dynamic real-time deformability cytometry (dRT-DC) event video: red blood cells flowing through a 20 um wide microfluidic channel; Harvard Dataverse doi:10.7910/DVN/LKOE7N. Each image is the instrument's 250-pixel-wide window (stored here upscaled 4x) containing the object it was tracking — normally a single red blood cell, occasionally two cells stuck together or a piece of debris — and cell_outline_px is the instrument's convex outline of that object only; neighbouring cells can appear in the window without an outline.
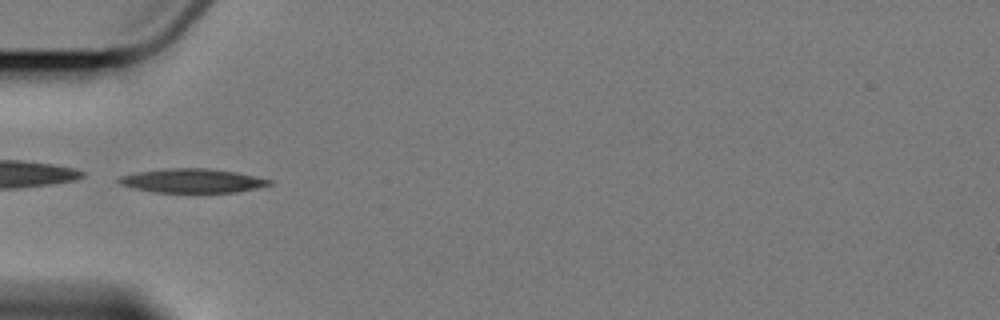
{"species": "Egyptian fruit bat (a non-hibernating species)", "species_latin": "Rousettus aegyptiacus", "temperature_condition": "cold", "stored_images_in_passage": 2, "camera_frame_rate_fps": 3000, "um_per_image_px": 0.085, "animal": {"sex": "female"}, "frame": {"image": 1, "passage_image": 1, "time_ms": 0.0, "image_size_px": [1000, 320], "cell_outline_px": [[276, 184], [236, 192], [156, 192], [136, 188], [120, 184], [116, 180], [120, 176], [140, 172], [168, 168], [204, 168], [236, 172], [272, 180]], "centroid_in_image_um": [16.4, 15.36], "position_along_channel_um": 68.6, "area_um2": 20.81}}